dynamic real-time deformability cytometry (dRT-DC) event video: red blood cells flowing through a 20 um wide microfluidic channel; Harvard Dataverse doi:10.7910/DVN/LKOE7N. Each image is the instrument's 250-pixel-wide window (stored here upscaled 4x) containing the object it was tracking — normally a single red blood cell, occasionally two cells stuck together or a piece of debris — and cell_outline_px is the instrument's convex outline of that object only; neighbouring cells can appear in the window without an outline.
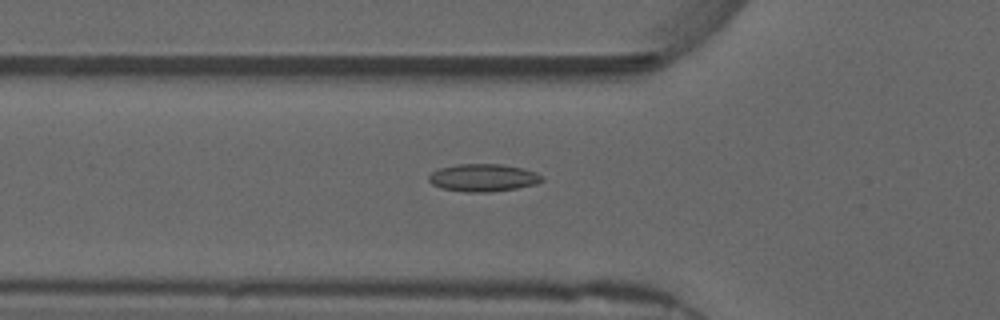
{"species": "common noctule bat (a hibernating species)", "species_latin": "Nyctalus noctula", "temperature_condition": "warm", "stored_images_in_passage": 5, "camera_frame_rate_fps": 3000, "um_per_image_px": 0.085, "animal": {"sex": "male", "forearm_length_mm": 52.5}, "frame": {"image": 1, "passage_image": 3, "time_ms": 0.667, "image_size_px": [1000, 320], "cell_outline_px": [[544, 180], [536, 184], [516, 188], [488, 192], [464, 192], [440, 188], [432, 184], [428, 180], [428, 176], [432, 172], [440, 168], [456, 164], [504, 164], [524, 168], [536, 172], [544, 176]], "centroid_in_image_um": [41.08, 15.1], "position_along_channel_um": 84.7, "area_um2": 18.38}}